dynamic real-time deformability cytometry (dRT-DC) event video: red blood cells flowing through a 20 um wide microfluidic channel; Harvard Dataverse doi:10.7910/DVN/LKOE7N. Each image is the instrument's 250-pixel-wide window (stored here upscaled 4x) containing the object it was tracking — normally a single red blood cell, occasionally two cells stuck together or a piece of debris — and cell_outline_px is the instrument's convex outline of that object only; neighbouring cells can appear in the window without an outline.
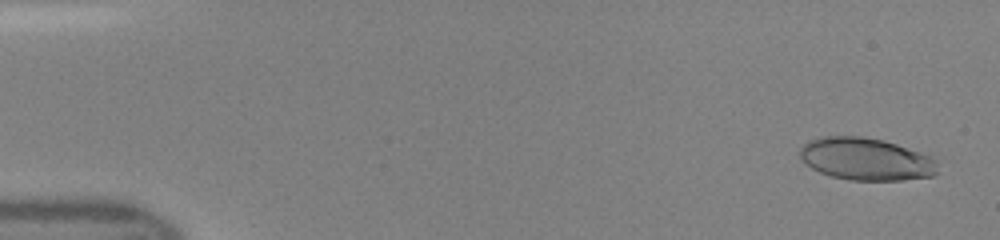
{"species": "human", "species_latin": "Homo sapiens", "temperature_condition": "room temperature", "stored_images_in_passage": 41, "camera_frame_rate_fps": 3000, "um_per_image_px": 0.085, "donor": {"sex": "female"}, "frame": {"image": 1, "passage_image": 2, "time_ms": 0.333, "image_size_px": [1000, 240], "cell_outline_px": [[936, 172], [932, 176], [904, 180], [848, 180], [832, 176], [820, 172], [812, 168], [800, 156], [800, 148], [808, 140], [820, 136], [864, 136], [884, 140], [932, 156], [936, 160]], "centroid_in_image_um": [73.61, 13.51], "position_along_channel_um": 11.4, "area_um2": 34.04}}
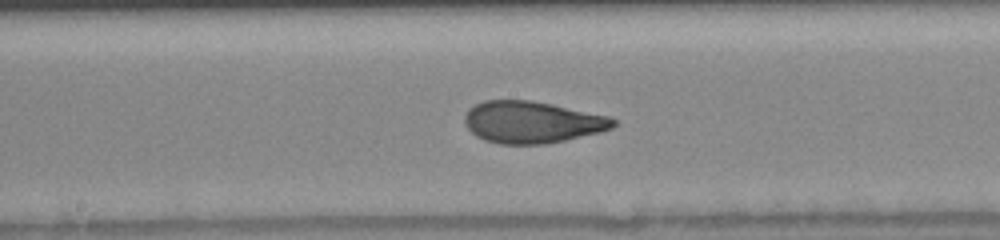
{"frame": {"image": 2, "passage_image": 25, "time_ms": 8.0, "image_size_px": [1000, 240], "cell_outline_px": [[616, 124], [612, 128], [600, 132], [564, 140], [544, 144], [500, 144], [484, 140], [476, 136], [464, 124], [464, 116], [468, 108], [484, 100], [532, 100], [552, 104], [608, 116], [616, 120]], "centroid_in_image_um": [45.19, 10.38], "position_along_channel_um": 203.0, "area_um2": 36.24}}
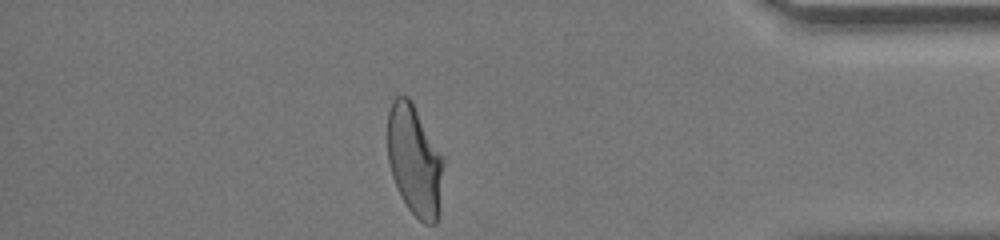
{"frame": {"image": 3, "passage_image": 41, "time_ms": 13.333, "image_size_px": [1000, 240], "cell_outline_px": [[444, 164], [436, 224], [424, 224], [408, 208], [400, 196], [392, 176], [388, 160], [388, 112], [392, 100], [396, 96], [408, 96], [412, 100], [444, 160]], "centroid_in_image_um": [35.22, 13.61], "position_along_channel_um": 400.0, "area_um2": 35.78}}